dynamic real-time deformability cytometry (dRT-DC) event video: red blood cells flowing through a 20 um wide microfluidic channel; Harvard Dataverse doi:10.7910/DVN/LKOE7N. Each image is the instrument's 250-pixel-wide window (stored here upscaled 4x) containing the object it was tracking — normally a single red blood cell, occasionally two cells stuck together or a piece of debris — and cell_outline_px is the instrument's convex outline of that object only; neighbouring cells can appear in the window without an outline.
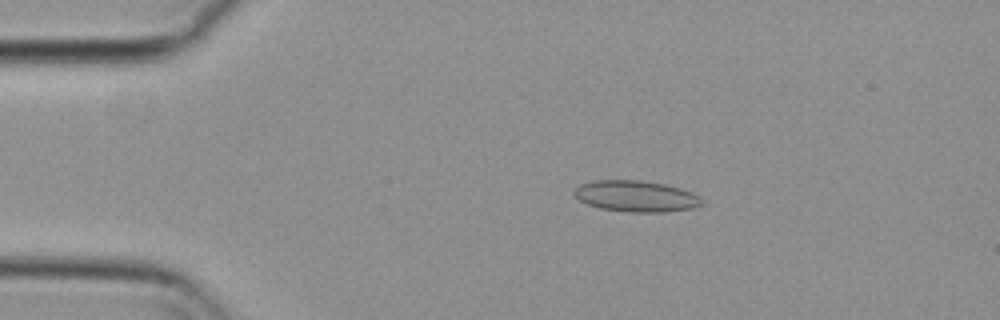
{"species": "common noctule bat (a hibernating species)", "species_latin": "Nyctalus noctula", "temperature_condition": "cold", "stored_images_in_passage": 56, "camera_frame_rate_fps": 3000, "um_per_image_px": 0.085, "animal": {"sex": "female", "body_mass_g": 29.2, "forearm_length_mm": 56.3}, "frame": {"image": 1, "passage_image": 11, "time_ms": 3.333, "image_size_px": [1000, 320], "cell_outline_px": [[704, 204], [692, 208], [668, 212], [628, 212], [600, 208], [588, 204], [580, 200], [572, 192], [580, 184], [592, 180], [640, 180], [664, 184], [680, 188], [692, 192]], "centroid_in_image_um": [54.04, 16.67], "position_along_channel_um": 31.0, "area_um2": 23.12}}
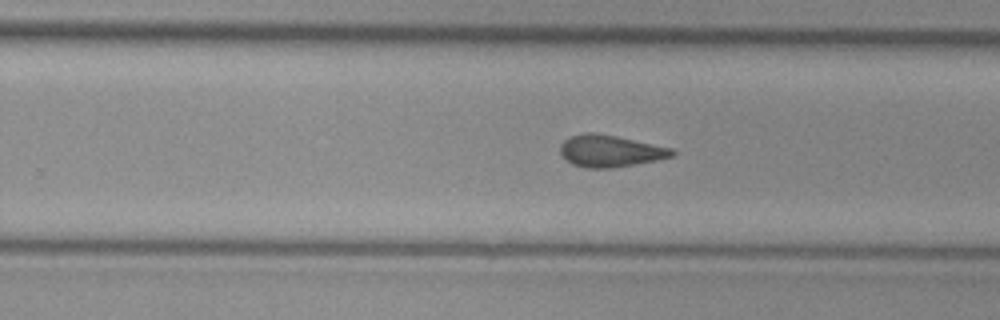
{"frame": {"image": 2, "passage_image": 35, "time_ms": 11.333, "image_size_px": [1000, 320], "cell_outline_px": [[676, 152], [672, 156], [656, 160], [612, 168], [588, 168], [572, 164], [564, 160], [560, 152], [560, 144], [564, 140], [572, 136], [584, 132], [592, 132], [616, 136], [672, 148]], "centroid_in_image_um": [51.82, 12.83], "position_along_channel_um": 278.0, "area_um2": 20.69}}
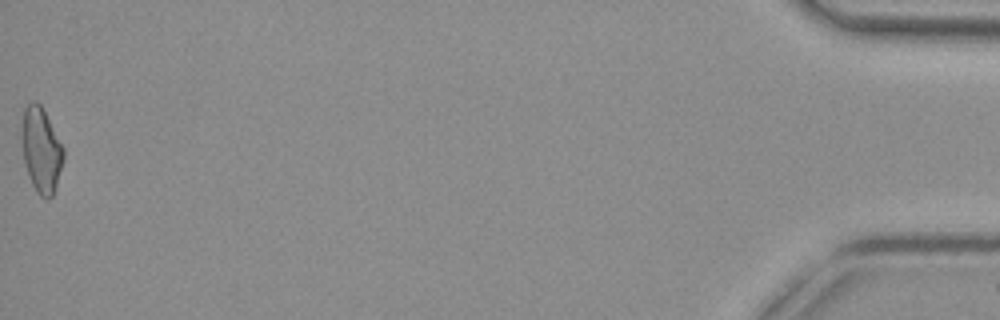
{"frame": {"image": 3, "passage_image": 56, "time_ms": 18.333, "image_size_px": [1000, 320], "cell_outline_px": [[64, 160], [52, 196], [48, 200], [40, 196], [36, 192], [28, 176], [24, 164], [20, 136], [24, 108], [28, 104], [36, 100], [40, 104], [64, 148]], "centroid_in_image_um": [3.47, 12.76], "position_along_channel_um": 431.7, "area_um2": 20.81}, "authors_computed_cell_mechanics": {"area_um2": 20.8947, "velocity_mm_per_s": 3.71, "shape_relaxation_time_tau1_ms": null, "shape_relaxation_time_tau2_ms": 2.994, "deformation_change_tau1": null, "deformation_change_tau2": 0.0808}}